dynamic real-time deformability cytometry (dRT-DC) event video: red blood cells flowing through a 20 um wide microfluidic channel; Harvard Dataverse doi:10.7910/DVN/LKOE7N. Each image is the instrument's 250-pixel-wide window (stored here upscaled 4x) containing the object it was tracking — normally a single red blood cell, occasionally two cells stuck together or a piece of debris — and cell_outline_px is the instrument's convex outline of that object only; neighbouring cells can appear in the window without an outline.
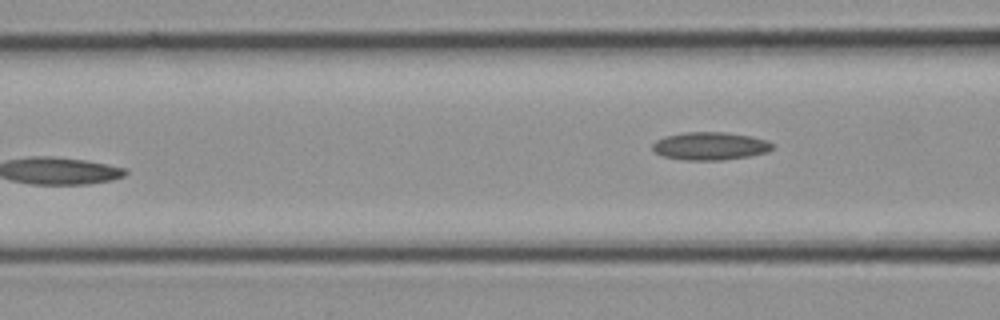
{"species": "common noctule bat (a hibernating species)", "species_latin": "Nyctalus noctula", "temperature_condition": "cold", "stored_images_in_passage": 13, "camera_frame_rate_fps": 3000, "um_per_image_px": 0.085, "animal": {"sex": "female", "body_mass_g": 21.9}, "frame": {"image": 1, "passage_image": 13, "time_ms": 4.0, "image_size_px": [1000, 320], "cell_outline_px": [[776, 148], [768, 152], [748, 156], [724, 160], [684, 160], [664, 156], [656, 152], [652, 148], [652, 144], [656, 140], [664, 136], [684, 132], [724, 132], [752, 136], [768, 140], [776, 144]], "centroid_in_image_um": [60.42, 12.41], "position_along_channel_um": 106.2, "area_um2": 19.77}}